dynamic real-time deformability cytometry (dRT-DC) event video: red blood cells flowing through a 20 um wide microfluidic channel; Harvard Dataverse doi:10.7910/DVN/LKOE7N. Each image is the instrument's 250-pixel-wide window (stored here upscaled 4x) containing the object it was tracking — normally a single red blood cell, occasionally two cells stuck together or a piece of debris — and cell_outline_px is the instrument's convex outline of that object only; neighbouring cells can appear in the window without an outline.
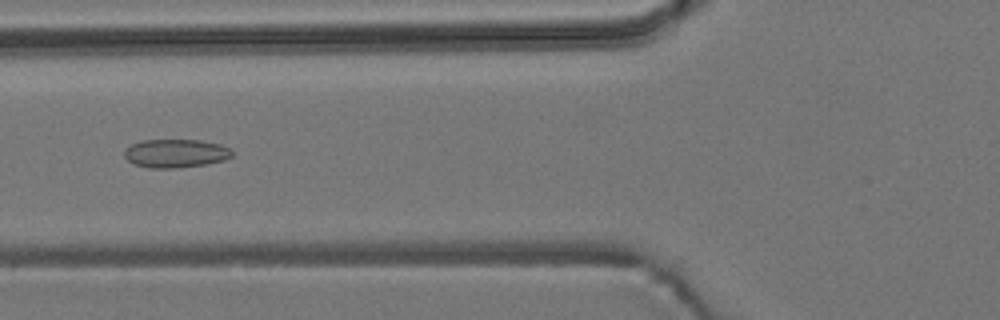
{"species": "common noctule bat (a hibernating species)", "species_latin": "Nyctalus noctula", "temperature_condition": "room temperature", "stored_images_in_passage": 56, "camera_frame_rate_fps": 3000, "um_per_image_px": 0.085, "animal": {"sex": "male", "body_mass_g": 19.2, "forearm_length_mm": 51.8}, "frame": {"image": 1, "passage_image": 22, "time_ms": 7.0, "image_size_px": [1000, 320], "cell_outline_px": [[232, 156], [224, 160], [208, 164], [176, 168], [148, 168], [132, 164], [124, 156], [124, 152], [132, 144], [140, 140], [200, 140], [220, 144], [232, 148]], "centroid_in_image_um": [14.95, 13.04], "position_along_channel_um": 110.9, "area_um2": 18.03}}
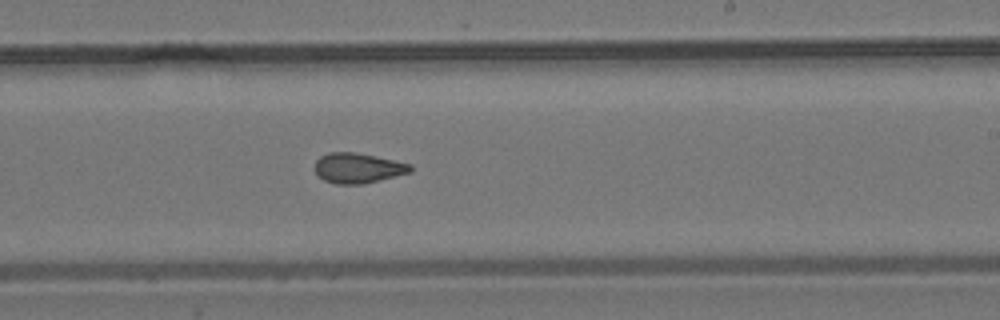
{"frame": {"image": 2, "passage_image": 34, "time_ms": 11.0, "image_size_px": [1000, 320], "cell_outline_px": [[412, 172], [364, 184], [336, 184], [324, 180], [316, 172], [316, 160], [320, 156], [328, 152], [356, 152], [376, 156], [412, 164]], "centroid_in_image_um": [30.45, 14.28], "position_along_channel_um": 258.6, "area_um2": 16.82}}
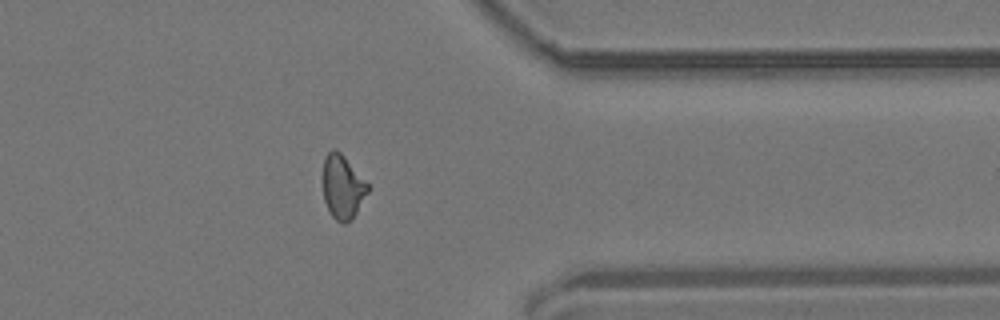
{"frame": {"image": 3, "passage_image": 45, "time_ms": 14.667, "image_size_px": [1000, 320], "cell_outline_px": [[368, 192], [356, 212], [344, 224], [336, 220], [332, 216], [324, 200], [320, 176], [324, 156], [332, 148], [336, 148], [344, 156], [368, 184]], "centroid_in_image_um": [29.05, 15.83], "position_along_channel_um": 382.4, "area_um2": 16.88}, "authors_computed_cell_mechanics": {"area_um2": 17.0221, "velocity_mm_per_s": 3.6846, "shape_relaxation_time_tau1_ms": null, "shape_relaxation_time_tau2_ms": 2.0394, "deformation_change_tau1": null, "deformation_change_tau2": 0.0948}}